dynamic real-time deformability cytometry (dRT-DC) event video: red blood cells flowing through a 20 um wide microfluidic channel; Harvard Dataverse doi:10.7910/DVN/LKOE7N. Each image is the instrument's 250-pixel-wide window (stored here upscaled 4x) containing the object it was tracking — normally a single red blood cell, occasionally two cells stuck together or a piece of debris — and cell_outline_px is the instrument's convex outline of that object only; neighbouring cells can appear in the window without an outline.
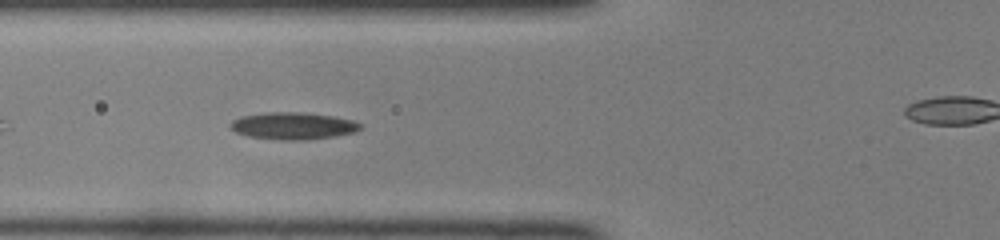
{"species": "common noctule bat (a hibernating species)", "species_latin": "Nyctalus noctula", "temperature_condition": "room temperature", "stored_images_in_passage": 36, "camera_frame_rate_fps": 3000, "um_per_image_px": 0.085, "animal": {"sex": "female", "body_mass_g": 22.0, "forearm_length_mm": 56.7}, "frame": {"image": 1, "passage_image": 5, "time_ms": 1.333, "image_size_px": [1000, 240], "cell_outline_px": [[364, 128], [356, 132], [336, 136], [308, 140], [284, 140], [248, 136], [236, 132], [228, 124], [232, 120], [240, 116], [268, 112], [300, 112], [332, 116], [352, 120], [364, 124]], "centroid_in_image_um": [24.96, 10.7], "position_along_channel_um": 100.8, "area_um2": 20.69}}
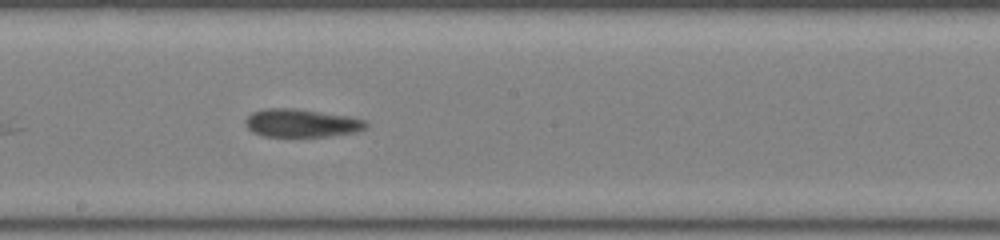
{"frame": {"image": 2, "passage_image": 14, "time_ms": 4.333, "image_size_px": [1000, 240], "cell_outline_px": [[368, 124], [364, 128], [352, 132], [332, 136], [264, 136], [252, 132], [244, 124], [244, 120], [252, 112], [264, 108], [296, 108], [348, 116], [364, 120]], "centroid_in_image_um": [25.56, 10.45], "position_along_channel_um": 222.6, "area_um2": 19.65}}
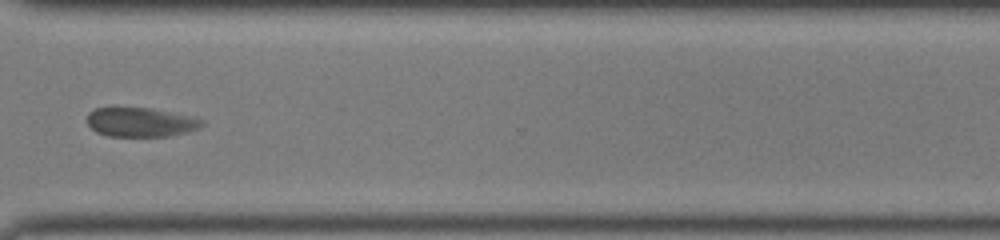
{"frame": {"image": 3, "passage_image": 24, "time_ms": 7.667, "image_size_px": [1000, 240], "cell_outline_px": [[204, 124], [200, 128], [188, 132], [168, 136], [108, 136], [96, 132], [88, 124], [88, 112], [96, 108], [112, 104], [152, 108], [188, 116], [204, 120]], "centroid_in_image_um": [11.89, 10.34], "position_along_channel_um": 358.7, "area_um2": 20.23}, "authors_computed_cell_mechanics": {"area_um2": 19.7387, "velocity_mm_per_s": 4.0648, "shape_relaxation_time_tau1_ms": null, "shape_relaxation_time_tau2_ms": 2.0157, "deformation_change_tau1": null, "deformation_change_tau2": 0.0724}}